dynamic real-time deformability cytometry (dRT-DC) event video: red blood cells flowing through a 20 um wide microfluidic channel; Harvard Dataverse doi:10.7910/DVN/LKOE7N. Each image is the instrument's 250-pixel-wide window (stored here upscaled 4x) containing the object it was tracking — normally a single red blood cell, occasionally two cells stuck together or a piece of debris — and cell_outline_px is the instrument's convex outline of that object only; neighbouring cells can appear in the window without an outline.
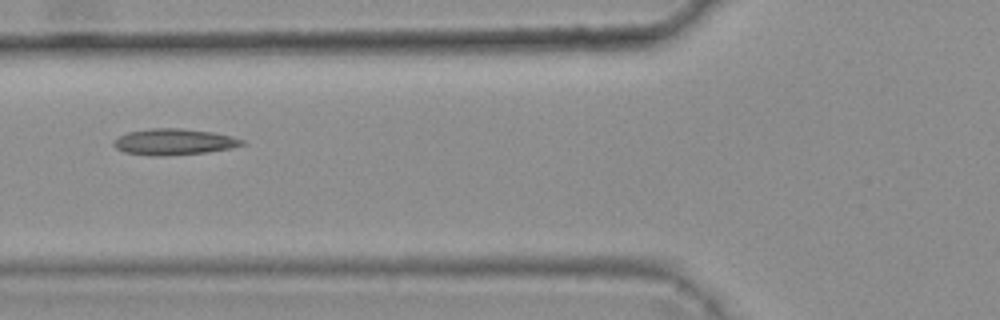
{"species": "common noctule bat (a hibernating species)", "species_latin": "Nyctalus noctula", "temperature_condition": "warm", "stored_images_in_passage": 7, "camera_frame_rate_fps": 3000, "um_per_image_px": 0.085, "animal": {"sex": "female", "body_mass_g": 25.1}, "frame": {"image": 1, "passage_image": 6, "time_ms": 1.667, "image_size_px": [1000, 320], "cell_outline_px": [[248, 144], [232, 148], [208, 152], [160, 156], [152, 156], [124, 152], [116, 148], [112, 144], [112, 140], [128, 132], [148, 128], [180, 128], [212, 132], [232, 136], [244, 140]], "centroid_in_image_um": [14.8, 12.06], "position_along_channel_um": 111.0, "area_um2": 19.77}}
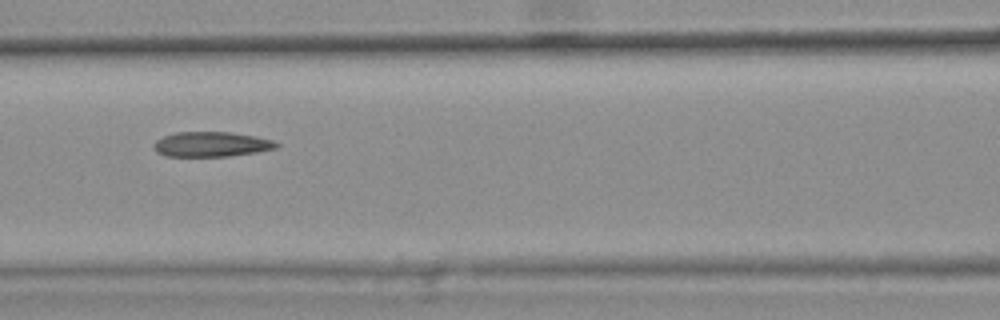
{"frame": {"image": 2, "passage_image": 7, "time_ms": 2.0, "image_size_px": [1000, 320], "cell_outline_px": [[280, 148], [256, 152], [228, 156], [164, 156], [156, 152], [152, 148], [152, 144], [156, 140], [164, 136], [176, 132], [228, 132], [256, 136], [272, 140], [280, 144]], "centroid_in_image_um": [17.95, 12.26], "position_along_channel_um": 148.6, "area_um2": 17.98}}